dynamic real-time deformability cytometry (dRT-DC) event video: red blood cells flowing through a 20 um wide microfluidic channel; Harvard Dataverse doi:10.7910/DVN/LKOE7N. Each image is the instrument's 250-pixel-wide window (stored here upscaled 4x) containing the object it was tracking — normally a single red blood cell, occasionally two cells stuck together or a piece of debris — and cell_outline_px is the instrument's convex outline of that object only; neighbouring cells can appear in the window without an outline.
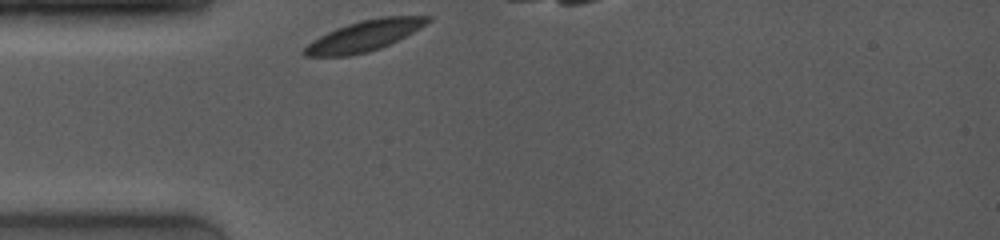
{"species": "common noctule bat (a hibernating species)", "species_latin": "Nyctalus noctula", "temperature_condition": "room temperature", "stored_images_in_passage": 15, "camera_frame_rate_fps": 4000, "um_per_image_px": 0.085, "animal": {"sex": "female", "body_mass_g": 19.0, "forearm_length_mm": 53.3}, "frame": {"image": 1, "passage_image": 1, "time_ms": 0.0, "image_size_px": [1000, 240], "cell_outline_px": [[432, 20], [420, 28], [380, 48], [348, 56], [304, 56], [300, 52], [312, 40], [336, 28], [360, 20], [380, 16], [432, 16]], "centroid_in_image_um": [30.94, 3.03], "position_along_channel_um": 54.1, "area_um2": 21.79}}